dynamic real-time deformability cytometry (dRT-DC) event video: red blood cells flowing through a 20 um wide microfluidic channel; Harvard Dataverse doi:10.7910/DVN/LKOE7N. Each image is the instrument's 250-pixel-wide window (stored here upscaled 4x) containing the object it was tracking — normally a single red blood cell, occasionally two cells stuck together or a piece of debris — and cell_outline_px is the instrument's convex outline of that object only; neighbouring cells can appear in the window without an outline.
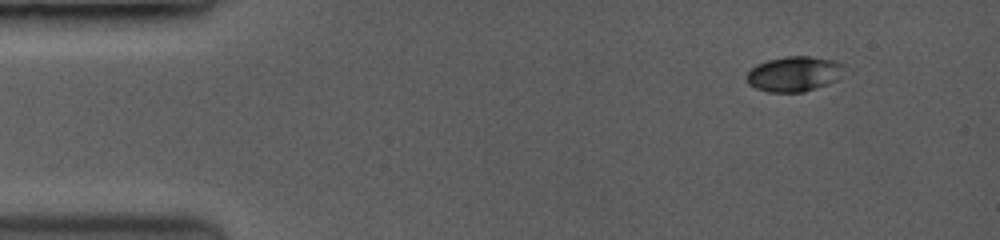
{"species": "common noctule bat (a hibernating species)", "species_latin": "Nyctalus noctula", "temperature_condition": "room temperature", "stored_images_in_passage": 9, "camera_frame_rate_fps": 3500, "um_per_image_px": 0.085, "animal": {"sex": "female", "body_mass_g": 19.0, "forearm_length_mm": 53.3}, "frame": {"image": 1, "passage_image": 1, "time_ms": 0.0, "image_size_px": [1000, 240], "cell_outline_px": [[844, 64], [836, 80], [828, 84], [804, 92], [768, 92], [756, 88], [748, 84], [748, 72], [752, 68], [768, 60], [788, 56], [808, 56], [828, 60]], "centroid_in_image_um": [67.47, 6.3], "position_along_channel_um": 17.5, "area_um2": 19.42}}
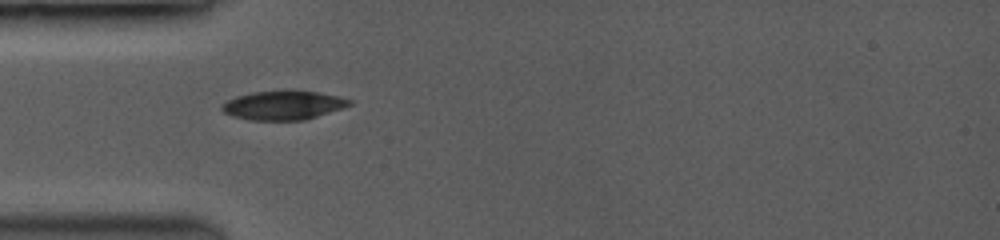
{"frame": {"image": 2, "passage_image": 6, "time_ms": 3.429, "image_size_px": [1000, 240], "cell_outline_px": [[352, 104], [304, 120], [248, 120], [232, 116], [224, 112], [220, 108], [228, 100], [236, 96], [252, 92], [316, 92], [336, 96], [352, 100]], "centroid_in_image_um": [24.03, 8.97], "position_along_channel_um": 61.0, "area_um2": 20.81}}